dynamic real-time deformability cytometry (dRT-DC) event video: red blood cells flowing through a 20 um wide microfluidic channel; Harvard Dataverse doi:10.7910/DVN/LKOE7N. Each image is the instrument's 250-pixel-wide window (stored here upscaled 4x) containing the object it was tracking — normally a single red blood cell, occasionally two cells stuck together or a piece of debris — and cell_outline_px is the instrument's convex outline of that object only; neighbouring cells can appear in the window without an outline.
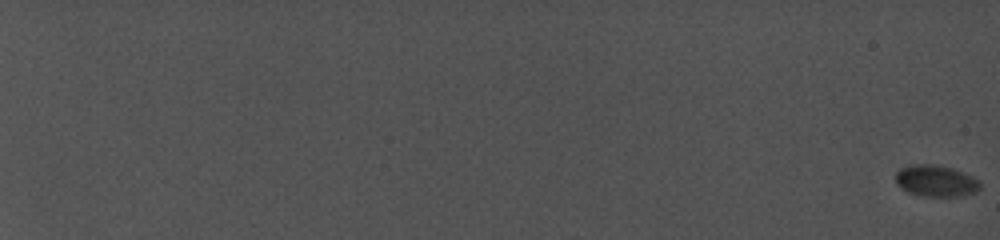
{"species": "common noctule bat (a hibernating species)", "species_latin": "Nyctalus noctula", "temperature_condition": "cold", "stored_images_in_passage": 11, "camera_frame_rate_fps": 5000, "um_per_image_px": 0.085, "animal": {"sex": "female", "body_mass_g": 19.0, "forearm_length_mm": 56.7}, "frame": {"image": 1, "passage_image": 1, "time_ms": 0.0, "image_size_px": [1000, 240], "cell_outline_px": [[980, 188], [976, 192], [960, 196], [920, 196], [908, 192], [900, 188], [896, 184], [896, 172], [900, 168], [912, 164], [936, 164], [952, 168], [964, 172], [980, 180]], "centroid_in_image_um": [79.54, 15.37], "position_along_channel_um": 5.5, "area_um2": 15.72}}